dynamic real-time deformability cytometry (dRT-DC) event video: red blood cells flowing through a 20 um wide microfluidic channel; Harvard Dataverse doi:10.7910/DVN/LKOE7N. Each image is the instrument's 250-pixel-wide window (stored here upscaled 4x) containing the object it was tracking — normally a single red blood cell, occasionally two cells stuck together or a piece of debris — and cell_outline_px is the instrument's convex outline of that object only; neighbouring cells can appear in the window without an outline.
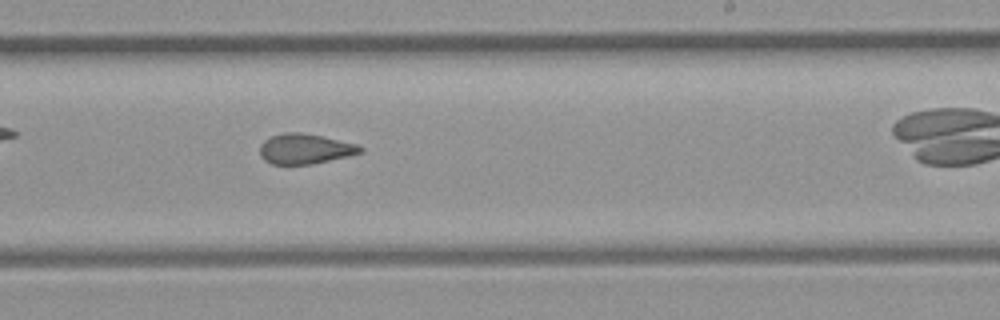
{"species": "common noctule bat (a hibernating species)", "species_latin": "Nyctalus noctula", "temperature_condition": "room temperature", "stored_images_in_passage": 21, "camera_frame_rate_fps": 3000, "um_per_image_px": 0.085, "animal": {"sex": "female", "body_mass_g": 21.9}, "frame": {"image": 1, "passage_image": 17, "time_ms": 5.333, "image_size_px": [1000, 320], "cell_outline_px": [[364, 148], [360, 152], [348, 156], [312, 164], [272, 164], [264, 160], [260, 156], [260, 144], [264, 140], [272, 136], [284, 132], [300, 132], [320, 136], [356, 144]], "centroid_in_image_um": [25.88, 12.65], "position_along_channel_um": 263.1, "area_um2": 17.46}}
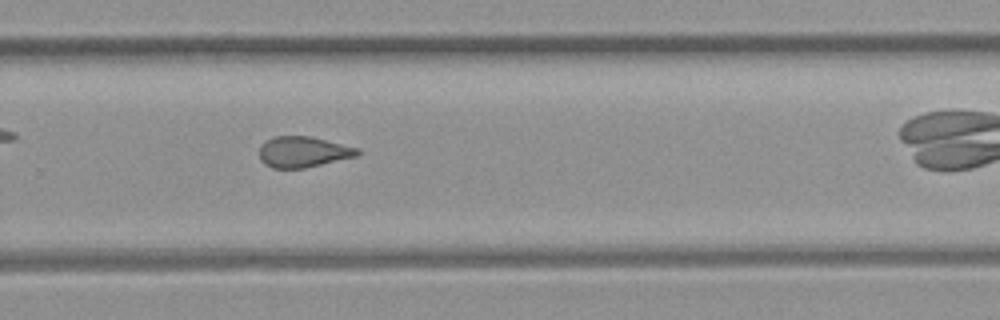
{"frame": {"image": 2, "passage_image": 20, "time_ms": 6.333, "image_size_px": [1000, 320], "cell_outline_px": [[360, 152], [356, 156], [304, 168], [272, 168], [264, 164], [260, 160], [260, 144], [276, 136], [312, 136], [360, 148]], "centroid_in_image_um": [25.77, 12.9], "position_along_channel_um": 304.0, "area_um2": 17.63}}